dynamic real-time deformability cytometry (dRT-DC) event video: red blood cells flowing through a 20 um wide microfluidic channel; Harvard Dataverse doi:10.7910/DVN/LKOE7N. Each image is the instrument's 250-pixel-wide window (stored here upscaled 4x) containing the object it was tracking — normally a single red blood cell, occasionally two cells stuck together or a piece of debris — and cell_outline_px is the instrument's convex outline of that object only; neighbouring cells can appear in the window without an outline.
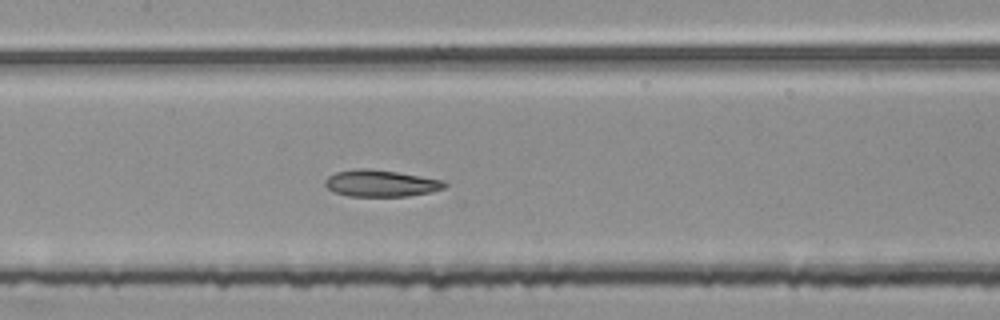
{"species": "common noctule bat (a hibernating species)", "species_latin": "Nyctalus noctula", "temperature_condition": "room temperature", "stored_images_in_passage": 52, "segment_of_instrument_passage": [2, 2], "camera_frame_rate_fps": 3000, "um_per_image_px": 0.085, "animal": {"sex": "female", "body_mass_g": 25.1}, "frame": {"image": 1, "passage_image": 26, "time_ms": 8.333, "image_size_px": [1000, 320], "cell_outline_px": [[448, 184], [444, 188], [428, 192], [408, 196], [348, 196], [336, 192], [328, 188], [324, 184], [324, 180], [328, 176], [336, 172], [356, 168], [368, 168], [396, 172], [444, 180]], "centroid_in_image_um": [32.35, 15.57], "position_along_channel_um": 175.0, "area_um2": 18.5}}
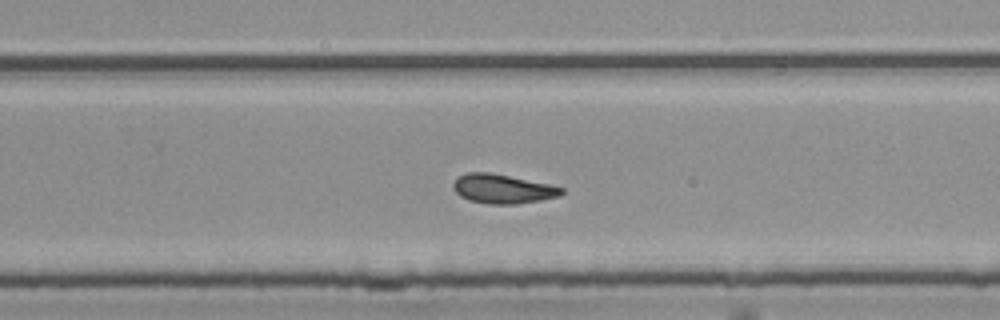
{"frame": {"image": 2, "passage_image": 35, "time_ms": 11.333, "image_size_px": [1000, 320], "cell_outline_px": [[564, 192], [560, 196], [540, 200], [516, 204], [488, 204], [468, 200], [460, 196], [452, 188], [452, 184], [456, 176], [468, 172], [492, 172], [548, 184], [564, 188]], "centroid_in_image_um": [42.68, 16.04], "position_along_channel_um": 287.1, "area_um2": 18.61}}
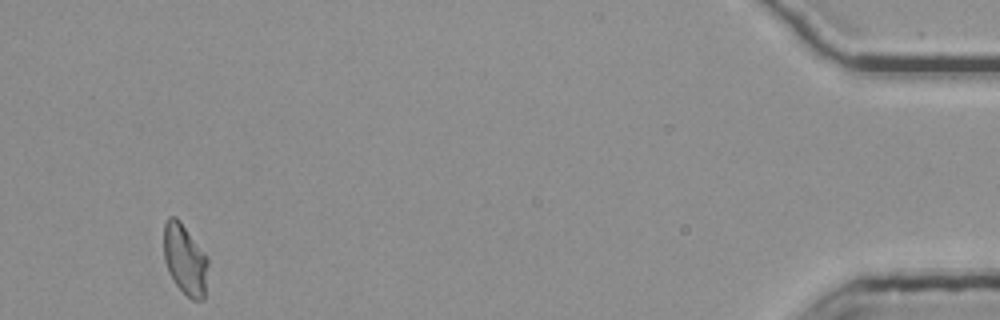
{"frame": {"image": 3, "passage_image": 52, "time_ms": 17.0, "image_size_px": [1000, 320], "cell_outline_px": [[208, 264], [204, 300], [192, 300], [176, 284], [168, 272], [164, 260], [164, 224], [168, 216], [176, 216], [180, 220], [204, 252], [208, 260]], "centroid_in_image_um": [15.71, 22.04], "position_along_channel_um": 419.5, "area_um2": 18.21}}